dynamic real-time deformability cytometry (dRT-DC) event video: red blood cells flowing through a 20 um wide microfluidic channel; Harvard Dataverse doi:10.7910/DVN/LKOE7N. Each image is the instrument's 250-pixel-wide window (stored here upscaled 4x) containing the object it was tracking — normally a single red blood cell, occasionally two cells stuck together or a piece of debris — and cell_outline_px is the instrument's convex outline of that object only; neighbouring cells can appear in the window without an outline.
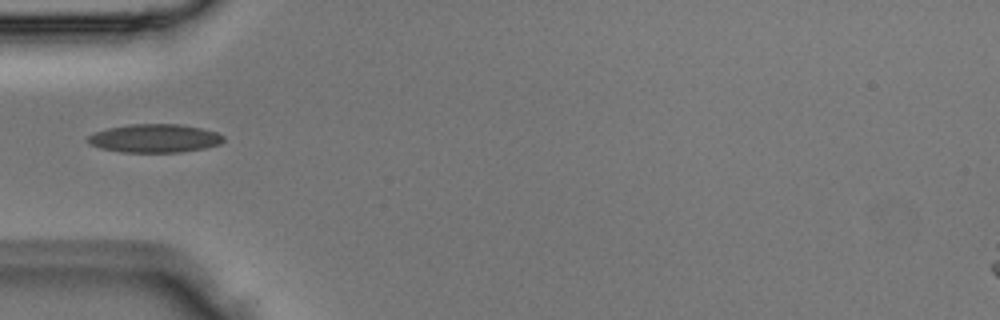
{"species": "Egyptian fruit bat (a non-hibernating species)", "species_latin": "Rousettus aegyptiacus", "temperature_condition": "room temperature", "stored_images_in_passage": 2, "camera_frame_rate_fps": 3000, "um_per_image_px": 0.085, "animal": {"sex": "male"}, "frame": {"image": 1, "passage_image": 2, "time_ms": 0.333, "image_size_px": [1000, 320], "cell_outline_px": [[224, 140], [220, 144], [204, 148], [180, 152], [120, 152], [100, 148], [88, 144], [84, 140], [92, 132], [108, 128], [128, 124], [180, 124], [200, 128], [216, 132], [224, 136]], "centroid_in_image_um": [13.08, 11.75], "position_along_channel_um": 71.9, "area_um2": 22.66}}